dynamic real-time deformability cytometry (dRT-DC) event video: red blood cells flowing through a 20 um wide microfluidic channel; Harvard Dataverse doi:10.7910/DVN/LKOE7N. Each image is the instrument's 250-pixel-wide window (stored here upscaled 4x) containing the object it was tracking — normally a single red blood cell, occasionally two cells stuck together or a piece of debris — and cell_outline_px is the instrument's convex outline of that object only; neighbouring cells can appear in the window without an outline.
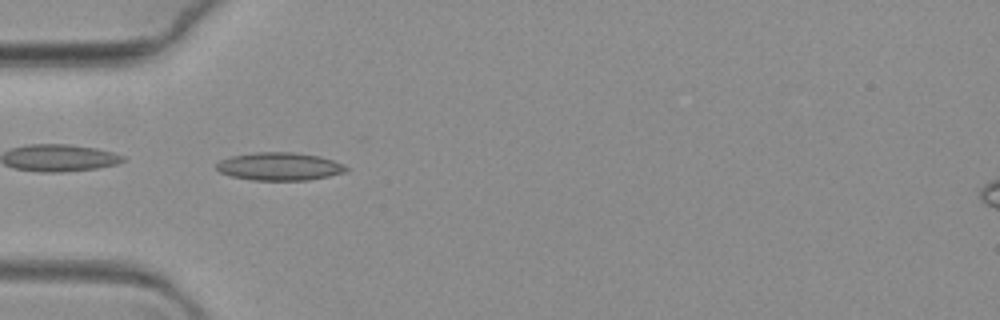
{"species": "common noctule bat (a hibernating species)", "species_latin": "Nyctalus noctula", "temperature_condition": "warm", "stored_images_in_passage": 47, "camera_frame_rate_fps": 3000, "um_per_image_px": 0.085, "animal": {"sex": "female", "body_mass_g": 19.3, "forearm_length_mm": 54.1}, "frame": {"image": 1, "passage_image": 1, "time_ms": 0.0, "image_size_px": [1000, 320], "cell_outline_px": [[348, 168], [344, 172], [328, 176], [308, 180], [252, 180], [232, 176], [220, 172], [216, 168], [216, 164], [220, 160], [232, 156], [256, 152], [292, 152], [320, 156], [332, 160]], "centroid_in_image_um": [23.72, 14.14], "position_along_channel_um": 61.3, "area_um2": 20.87}}
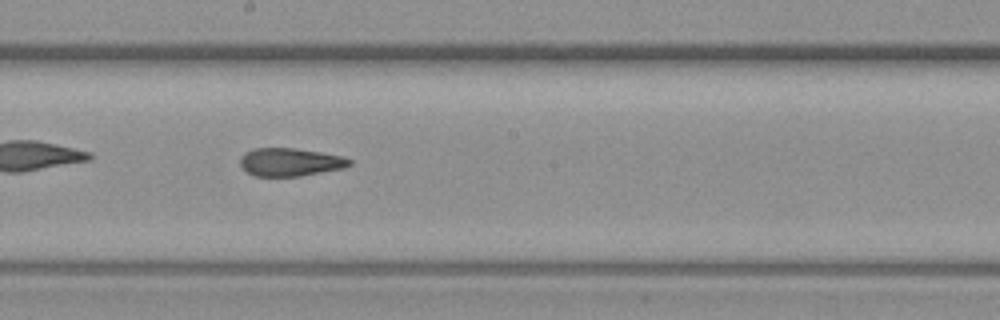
{"frame": {"image": 2, "passage_image": 17, "time_ms": 5.333, "image_size_px": [1000, 320], "cell_outline_px": [[352, 164], [344, 168], [300, 176], [252, 176], [240, 164], [240, 156], [244, 152], [256, 148], [292, 148], [320, 152], [344, 156], [352, 160]], "centroid_in_image_um": [24.67, 13.77], "position_along_channel_um": 223.5, "area_um2": 17.92}}
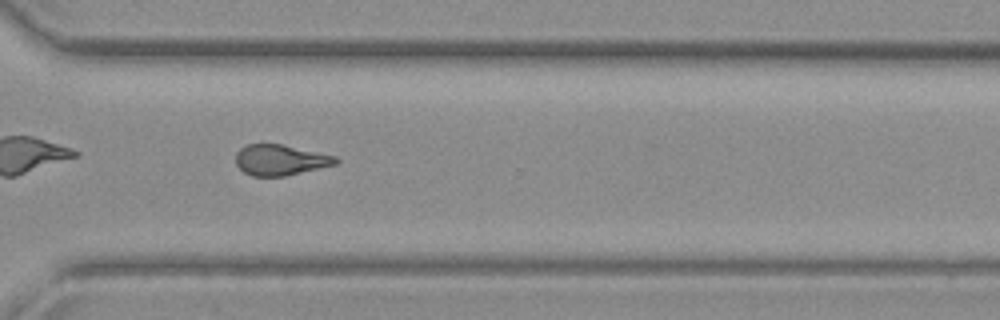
{"frame": {"image": 3, "passage_image": 29, "time_ms": 9.333, "image_size_px": [1000, 320], "cell_outline_px": [[340, 160], [336, 164], [284, 176], [252, 176], [244, 172], [236, 164], [236, 152], [240, 148], [248, 144], [284, 144], [336, 156]], "centroid_in_image_um": [23.83, 13.58], "position_along_channel_um": 346.8, "area_um2": 17.86}}